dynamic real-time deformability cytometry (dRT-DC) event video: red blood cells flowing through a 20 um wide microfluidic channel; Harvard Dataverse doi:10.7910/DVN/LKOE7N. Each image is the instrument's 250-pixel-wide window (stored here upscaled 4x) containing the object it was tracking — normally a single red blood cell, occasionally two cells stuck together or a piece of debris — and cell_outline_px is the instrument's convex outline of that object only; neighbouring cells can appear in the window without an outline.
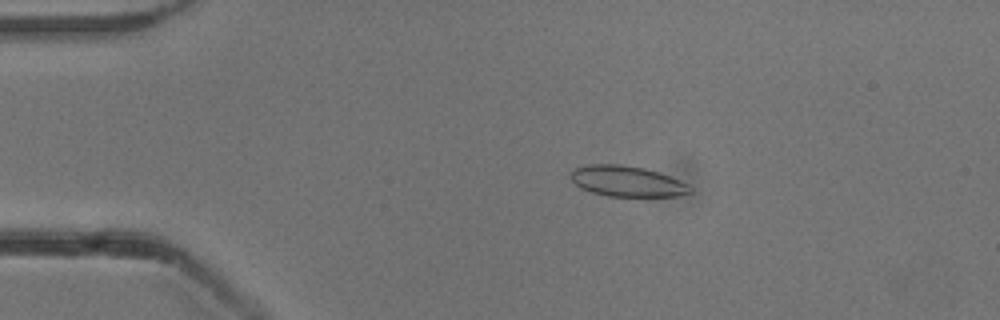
{"species": "common noctule bat (a hibernating species)", "species_latin": "Nyctalus noctula", "temperature_condition": "cold", "stored_images_in_passage": 54, "camera_frame_rate_fps": 3000, "um_per_image_px": 0.085, "animal": {"sex": "male", "body_mass_g": 13.3}, "frame": {"image": 1, "passage_image": 11, "time_ms": 3.333, "image_size_px": [1000, 320], "cell_outline_px": [[692, 192], [676, 196], [608, 196], [592, 192], [580, 188], [572, 180], [572, 172], [576, 168], [588, 164], [620, 164], [644, 168], [660, 172], [680, 180], [688, 184], [692, 188]], "centroid_in_image_um": [53.33, 15.4], "position_along_channel_um": 31.7, "area_um2": 21.27}}
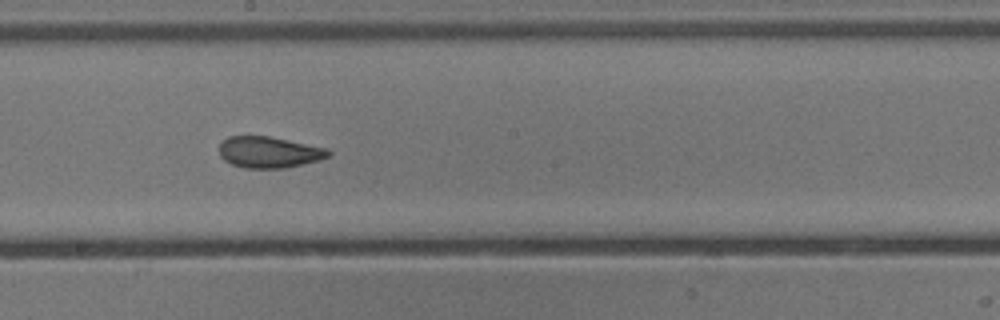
{"frame": {"image": 2, "passage_image": 30, "time_ms": 9.667, "image_size_px": [1000, 320], "cell_outline_px": [[332, 152], [328, 156], [320, 160], [284, 168], [244, 168], [232, 164], [224, 160], [220, 156], [220, 140], [228, 136], [268, 136], [328, 148]], "centroid_in_image_um": [22.85, 12.93], "position_along_channel_um": 225.3, "area_um2": 19.94}}
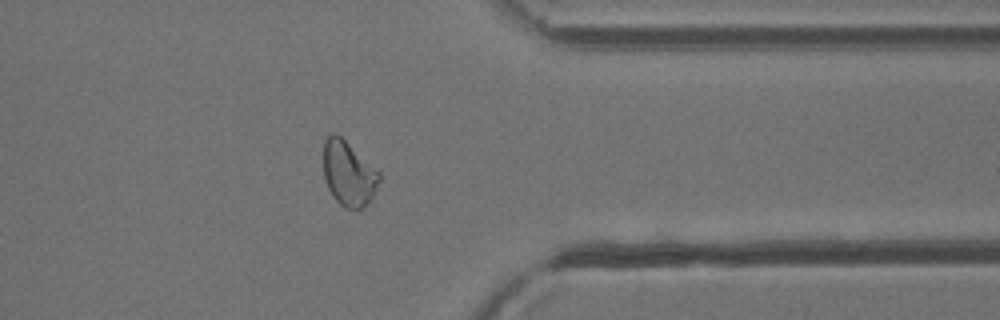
{"frame": {"image": 3, "passage_image": 43, "time_ms": 14.0, "image_size_px": [1000, 320], "cell_outline_px": [[380, 180], [372, 196], [364, 208], [344, 208], [336, 200], [328, 188], [324, 176], [324, 140], [332, 132], [336, 132], [380, 172]], "centroid_in_image_um": [29.62, 14.73], "position_along_channel_um": 381.8, "area_um2": 20.87}, "authors_computed_cell_mechanics": {"area_um2": 21.1837, "velocity_mm_per_s": 3.8473, "shape_relaxation_time_tau1_ms": 5.7239, "shape_relaxation_time_tau2_ms": 1.6607, "deformation_change_tau1": 0.1265, "deformation_change_tau2": 0.0554}}